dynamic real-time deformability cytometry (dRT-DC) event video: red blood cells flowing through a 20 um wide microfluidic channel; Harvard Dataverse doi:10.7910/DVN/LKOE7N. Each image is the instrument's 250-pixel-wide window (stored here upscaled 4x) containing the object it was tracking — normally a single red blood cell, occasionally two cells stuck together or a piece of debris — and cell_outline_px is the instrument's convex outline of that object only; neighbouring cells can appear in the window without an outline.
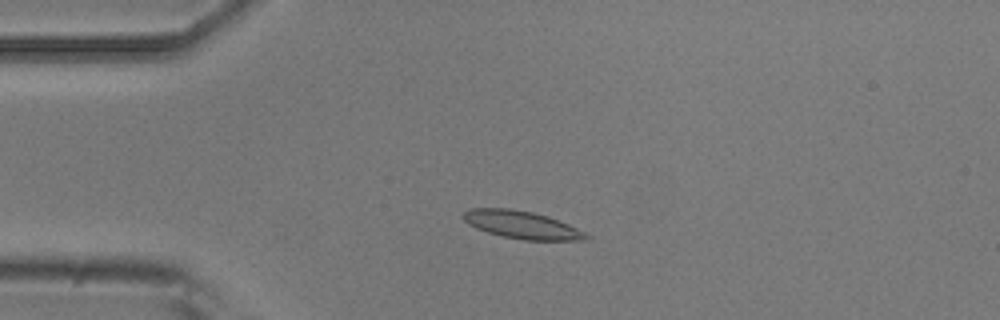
{"species": "common noctule bat (a hibernating species)", "species_latin": "Nyctalus noctula", "temperature_condition": "room temperature", "stored_images_in_passage": 49, "camera_frame_rate_fps": 3000, "um_per_image_px": 0.085, "animal": {"sex": "male", "body_mass_g": 20.5, "forearm_length_mm": 52.5}, "frame": {"image": 1, "passage_image": 10, "time_ms": 3.0, "image_size_px": [1000, 320], "cell_outline_px": [[592, 236], [588, 240], [524, 240], [504, 236], [488, 232], [476, 228], [468, 224], [460, 216], [468, 208], [508, 208], [532, 212], [548, 216], [568, 224]], "centroid_in_image_um": [44.34, 19.1], "position_along_channel_um": 40.7, "area_um2": 19.83}}
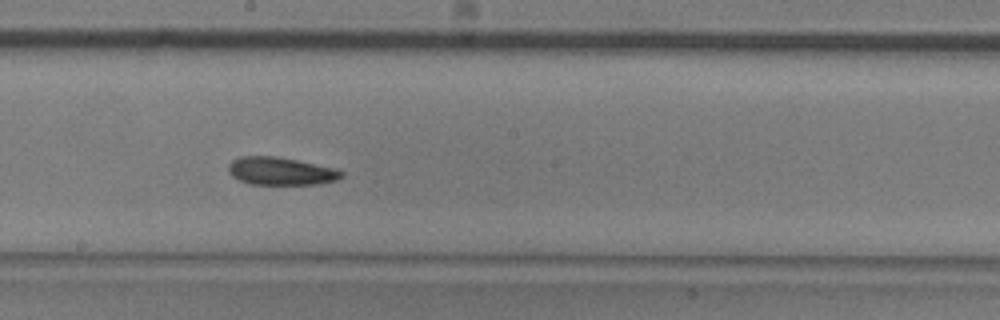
{"frame": {"image": 2, "passage_image": 26, "time_ms": 8.333, "image_size_px": [1000, 320], "cell_outline_px": [[344, 176], [336, 180], [320, 184], [248, 184], [232, 176], [228, 172], [228, 164], [232, 160], [240, 156], [276, 156], [336, 168], [344, 172]], "centroid_in_image_um": [23.86, 14.54], "position_along_channel_um": 224.3, "area_um2": 18.44}}
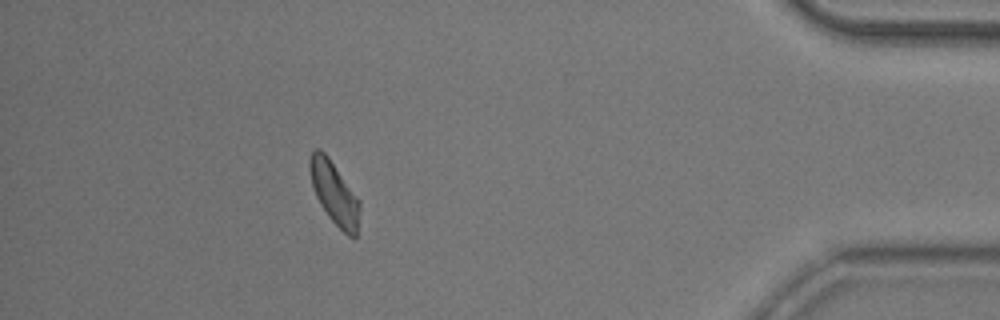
{"frame": {"image": 3, "passage_image": 44, "time_ms": 14.333, "image_size_px": [1000, 320], "cell_outline_px": [[360, 208], [356, 236], [348, 236], [328, 216], [320, 204], [316, 196], [312, 184], [308, 168], [308, 160], [312, 152], [316, 148], [320, 148], [328, 156], [360, 200]], "centroid_in_image_um": [28.4, 16.37], "position_along_channel_um": 406.8, "area_um2": 18.15}, "authors_computed_cell_mechanics": {"area_um2": 18.4382, "velocity_mm_per_s": 3.8982, "shape_relaxation_time_tau1_ms": 5.3594, "shape_relaxation_time_tau2_ms": 3.0731, "deformation_change_tau1": 0.1172, "deformation_change_tau2": 0.0894}}